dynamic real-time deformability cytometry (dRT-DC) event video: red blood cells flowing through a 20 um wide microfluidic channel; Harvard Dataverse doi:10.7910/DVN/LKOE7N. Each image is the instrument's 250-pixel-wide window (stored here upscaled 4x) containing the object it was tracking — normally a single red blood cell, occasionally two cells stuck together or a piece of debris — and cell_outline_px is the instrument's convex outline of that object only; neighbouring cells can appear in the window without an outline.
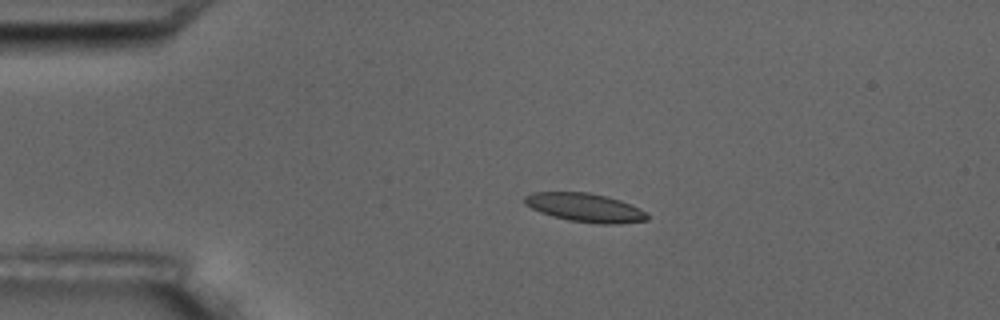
{"species": "common noctule bat (a hibernating species)", "species_latin": "Nyctalus noctula", "temperature_condition": "room temperature", "stored_images_in_passage": 15, "camera_frame_rate_fps": 3000, "um_per_image_px": 0.085, "animal": {"sex": "male", "body_mass_g": 17.5, "forearm_length_mm": 52.3}, "frame": {"image": 1, "passage_image": 3, "time_ms": 2.667, "image_size_px": [1000, 320], "cell_outline_px": [[648, 220], [620, 224], [600, 224], [568, 220], [552, 216], [540, 212], [524, 204], [524, 196], [532, 192], [588, 192], [608, 196], [632, 204], [640, 208], [648, 216]], "centroid_in_image_um": [49.73, 17.64], "position_along_channel_um": 35.3, "area_um2": 20.63}}
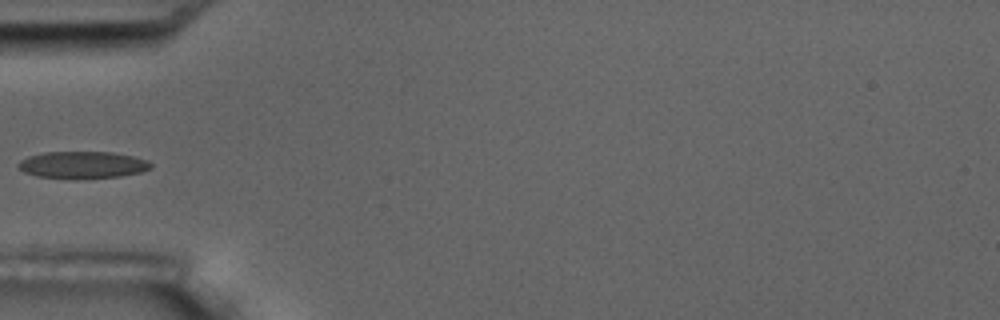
{"frame": {"image": 2, "passage_image": 5, "time_ms": 5.0, "image_size_px": [1000, 320], "cell_outline_px": [[152, 168], [140, 172], [120, 176], [36, 176], [24, 172], [16, 164], [20, 160], [28, 156], [44, 152], [112, 152], [132, 156], [148, 160], [152, 164]], "centroid_in_image_um": [7.03, 13.96], "position_along_channel_um": 78.0, "area_um2": 20.0}}
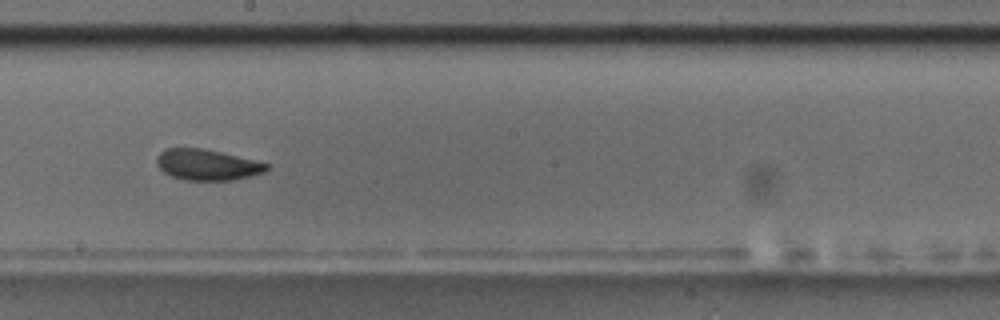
{"frame": {"image": 3, "passage_image": 9, "time_ms": 9.333, "image_size_px": [1000, 320], "cell_outline_px": [[272, 164], [264, 172], [252, 176], [232, 180], [184, 180], [172, 176], [164, 172], [156, 164], [156, 156], [160, 152], [168, 148], [204, 148]], "centroid_in_image_um": [17.62, 14.0], "position_along_channel_um": 230.6, "area_um2": 19.88}, "authors_computed_cell_mechanics": {"area_um2": 20.0566, "velocity_mm_per_s": 3.533, "shape_relaxation_time_tau1_ms": 3.3403, "shape_relaxation_time_tau2_ms": 2.8466, "deformation_change_tau1": 0.1394, "deformation_change_tau2": 0.0813}}